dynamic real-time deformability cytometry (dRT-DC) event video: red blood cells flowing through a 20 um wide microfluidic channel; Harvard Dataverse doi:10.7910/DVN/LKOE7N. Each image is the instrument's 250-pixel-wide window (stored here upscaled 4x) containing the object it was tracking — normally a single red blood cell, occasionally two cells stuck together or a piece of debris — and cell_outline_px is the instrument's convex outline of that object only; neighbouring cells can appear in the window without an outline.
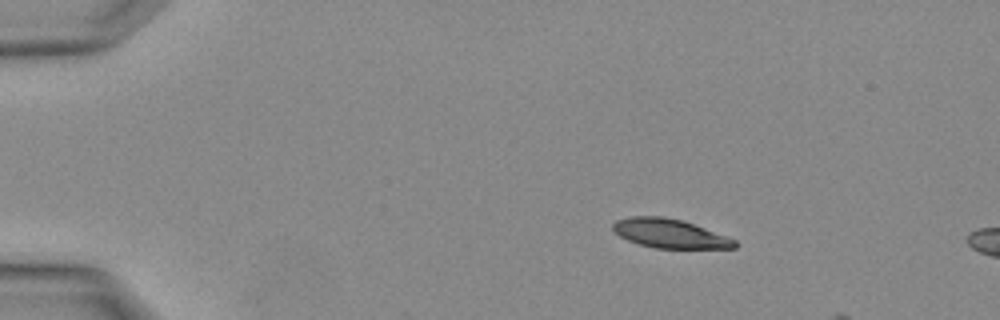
{"species": "Egyptian fruit bat (a non-hibernating species)", "species_latin": "Rousettus aegyptiacus", "temperature_condition": "warm", "stored_images_in_passage": 2, "camera_frame_rate_fps": 3000, "um_per_image_px": 0.085, "animal": {"sex": "female"}, "frame": {"image": 1, "passage_image": 1, "time_ms": 0.0, "image_size_px": [1000, 320], "cell_outline_px": [[736, 248], [656, 248], [640, 244], [628, 240], [620, 236], [612, 228], [612, 224], [616, 220], [632, 216], [664, 216], [680, 220], [704, 228], [736, 240]], "centroid_in_image_um": [56.9, 19.84], "position_along_channel_um": 28.1, "area_um2": 20.23}}